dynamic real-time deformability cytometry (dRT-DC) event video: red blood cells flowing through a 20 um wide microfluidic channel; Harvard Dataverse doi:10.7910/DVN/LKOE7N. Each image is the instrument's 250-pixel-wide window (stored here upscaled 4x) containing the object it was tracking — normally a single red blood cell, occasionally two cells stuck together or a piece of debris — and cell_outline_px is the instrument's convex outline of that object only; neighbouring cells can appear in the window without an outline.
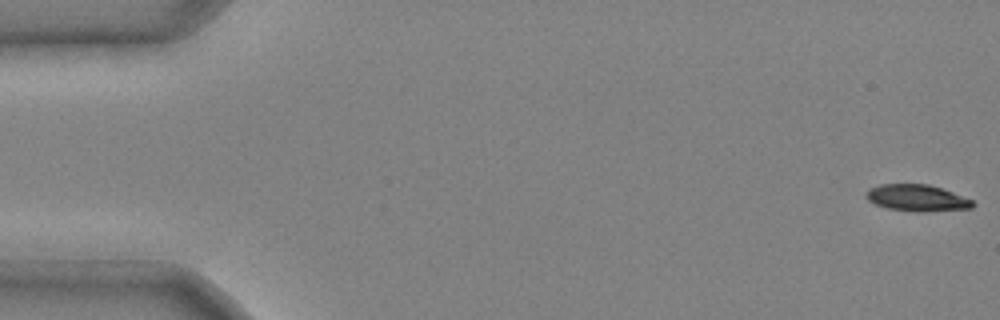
{"species": "common noctule bat (a hibernating species)", "species_latin": "Nyctalus noctula", "temperature_condition": "cold", "stored_images_in_passage": 6, "camera_frame_rate_fps": 3000, "um_per_image_px": 0.085, "animal": {"sex": "male", "body_mass_g": 20.4}, "frame": {"image": 1, "passage_image": 1, "time_ms": 0.0, "image_size_px": [1000, 320], "cell_outline_px": [[976, 204], [972, 208], [924, 212], [916, 212], [888, 208], [876, 204], [868, 200], [864, 196], [864, 192], [868, 188], [880, 184], [928, 184], [952, 192], [972, 200]], "centroid_in_image_um": [77.91, 16.82], "position_along_channel_um": 7.1, "area_um2": 16.59}}
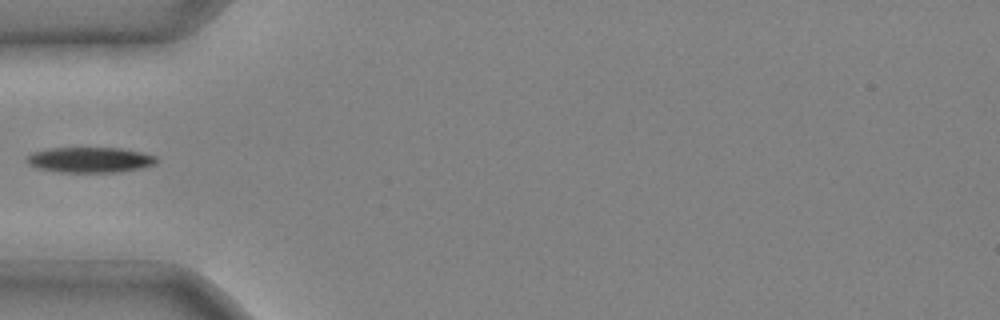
{"frame": {"image": 2, "passage_image": 5, "time_ms": 1.333, "image_size_px": [1000, 320], "cell_outline_px": [[160, 160], [156, 164], [144, 168], [120, 172], [60, 172], [36, 168], [28, 164], [24, 160], [32, 152], [48, 148], [120, 148], [140, 152], [156, 156]], "centroid_in_image_um": [7.66, 13.59], "position_along_channel_um": 77.3, "area_um2": 19.48}}
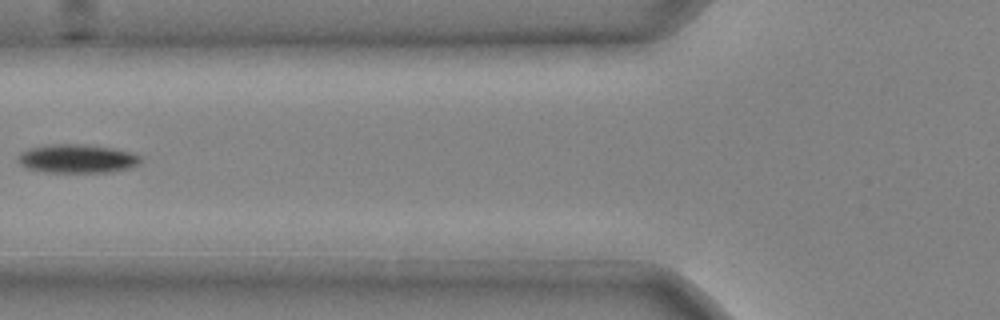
{"frame": {"image": 3, "passage_image": 6, "time_ms": 1.667, "image_size_px": [1000, 320], "cell_outline_px": [[140, 160], [132, 168], [112, 172], [44, 172], [28, 168], [20, 164], [20, 152], [28, 148], [44, 144], [84, 144], [116, 148], [136, 152], [140, 156]], "centroid_in_image_um": [6.6, 13.47], "position_along_channel_um": 119.2, "area_um2": 20.75}}